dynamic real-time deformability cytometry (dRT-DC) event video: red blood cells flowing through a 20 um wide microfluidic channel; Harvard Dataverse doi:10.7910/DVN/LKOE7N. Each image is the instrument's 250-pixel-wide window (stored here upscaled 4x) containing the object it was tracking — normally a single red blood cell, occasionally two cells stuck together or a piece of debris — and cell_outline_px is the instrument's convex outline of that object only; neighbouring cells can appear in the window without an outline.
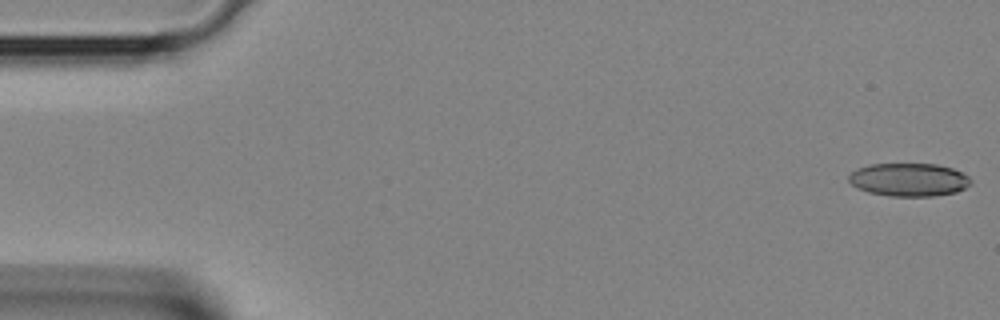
{"species": "Egyptian fruit bat (a non-hibernating species)", "species_latin": "Rousettus aegyptiacus", "temperature_condition": "room temperature", "stored_images_in_passage": 11, "camera_frame_rate_fps": 3000, "um_per_image_px": 0.085, "animal": {"sex": "female"}, "frame": {"image": 1, "passage_image": 1, "time_ms": 0.0, "image_size_px": [1000, 320], "cell_outline_px": [[972, 184], [956, 192], [936, 196], [888, 196], [868, 192], [856, 188], [848, 180], [848, 176], [856, 168], [872, 164], [936, 164], [952, 168], [968, 176], [972, 180]], "centroid_in_image_um": [77.25, 15.28], "position_along_channel_um": 7.8, "area_um2": 23.7}}
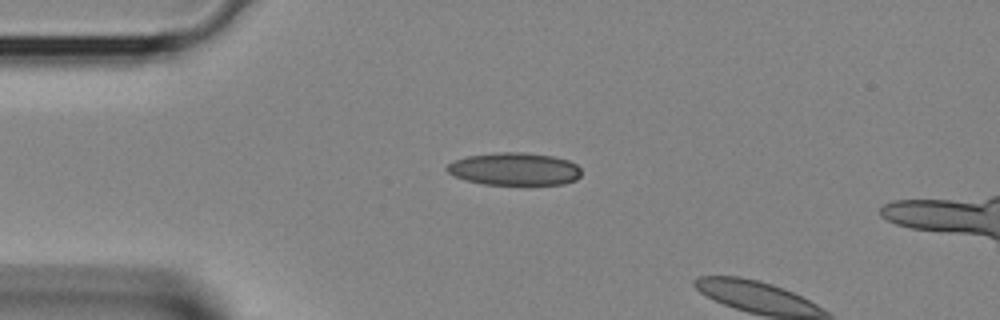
{"frame": {"image": 2, "passage_image": 9, "time_ms": 2.667, "image_size_px": [1000, 320], "cell_outline_px": [[580, 176], [576, 180], [564, 184], [484, 184], [452, 176], [444, 168], [448, 164], [456, 160], [468, 156], [496, 152], [524, 152], [552, 156], [568, 160], [576, 164], [580, 168]], "centroid_in_image_um": [43.73, 14.36], "position_along_channel_um": 41.3, "area_um2": 25.49}}